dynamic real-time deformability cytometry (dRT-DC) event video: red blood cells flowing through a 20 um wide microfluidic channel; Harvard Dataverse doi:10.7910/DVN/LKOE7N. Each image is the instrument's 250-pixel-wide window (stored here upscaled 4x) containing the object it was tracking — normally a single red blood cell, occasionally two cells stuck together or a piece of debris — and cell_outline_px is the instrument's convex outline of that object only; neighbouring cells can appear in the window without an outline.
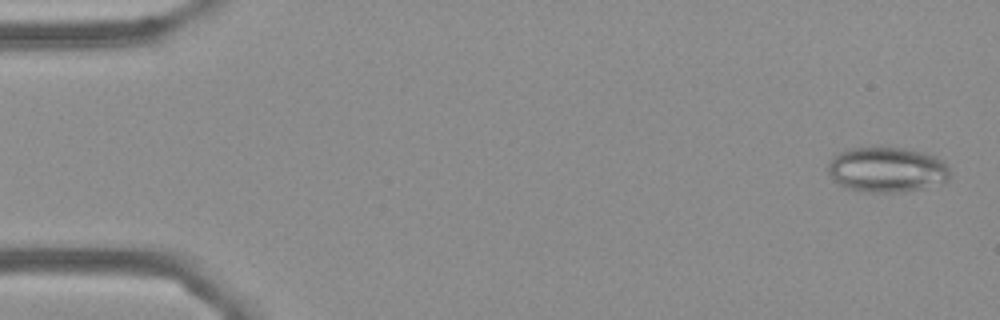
{"species": "Egyptian fruit bat (a non-hibernating species)", "species_latin": "Rousettus aegyptiacus", "temperature_condition": "cold", "stored_images_in_passage": 55, "camera_frame_rate_fps": 3000, "um_per_image_px": 0.085, "frame": {"image": 1, "passage_image": 2, "time_ms": 0.333, "image_size_px": [1000, 320], "cell_outline_px": [[948, 180], [944, 184], [924, 188], [896, 192], [864, 192], [848, 188], [840, 184], [828, 172], [828, 164], [832, 156], [844, 148], [912, 148], [936, 156], [944, 160], [948, 168]], "centroid_in_image_um": [75.41, 14.41], "position_along_channel_um": 9.6, "area_um2": 32.37}}
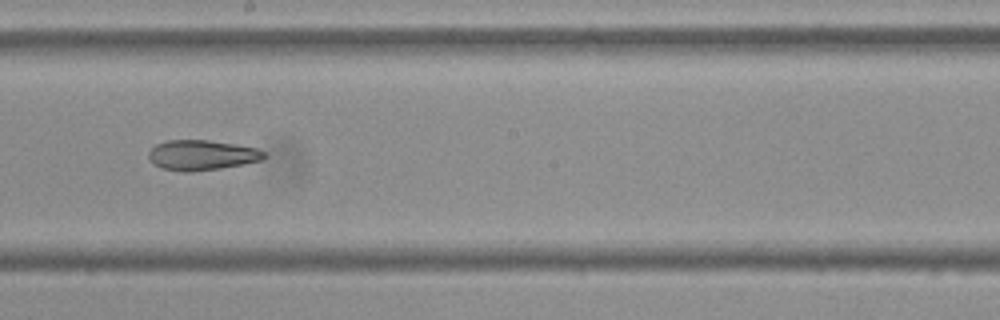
{"frame": {"image": 2, "passage_image": 31, "time_ms": 10.0, "image_size_px": [1000, 320], "cell_outline_px": [[268, 156], [264, 160], [244, 164], [220, 168], [192, 172], [184, 172], [160, 168], [152, 164], [148, 156], [148, 152], [156, 144], [168, 140], [208, 140], [236, 144], [256, 148], [264, 152]], "centroid_in_image_um": [17.15, 13.19], "position_along_channel_um": 231.0, "area_um2": 20.52}}
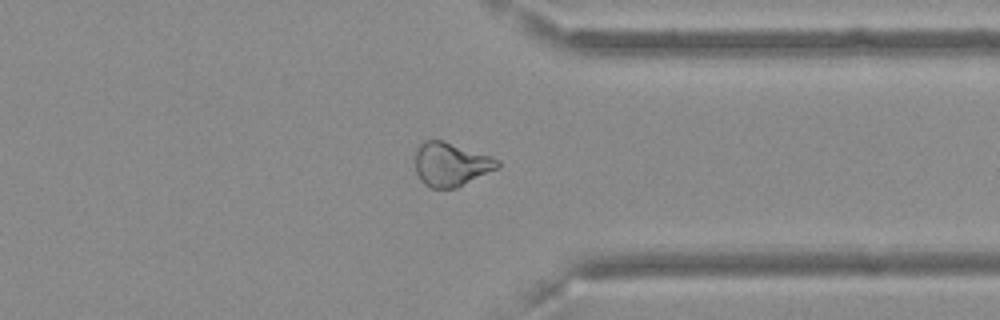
{"frame": {"image": 3, "passage_image": 43, "time_ms": 14.0, "image_size_px": [1000, 320], "cell_outline_px": [[500, 168], [456, 188], [432, 188], [424, 184], [420, 180], [416, 172], [416, 148], [424, 140], [440, 140], [500, 160]], "centroid_in_image_um": [38.32, 13.99], "position_along_channel_um": 373.1, "area_um2": 20.75}, "authors_computed_cell_mechanics": {"area_um2": 23.8136, "velocity_mm_per_s": 3.6319, "shape_relaxation_time_tau1_ms": null, "shape_relaxation_time_tau2_ms": 5.8371, "deformation_change_tau1": null, "deformation_change_tau2": 0.149}}